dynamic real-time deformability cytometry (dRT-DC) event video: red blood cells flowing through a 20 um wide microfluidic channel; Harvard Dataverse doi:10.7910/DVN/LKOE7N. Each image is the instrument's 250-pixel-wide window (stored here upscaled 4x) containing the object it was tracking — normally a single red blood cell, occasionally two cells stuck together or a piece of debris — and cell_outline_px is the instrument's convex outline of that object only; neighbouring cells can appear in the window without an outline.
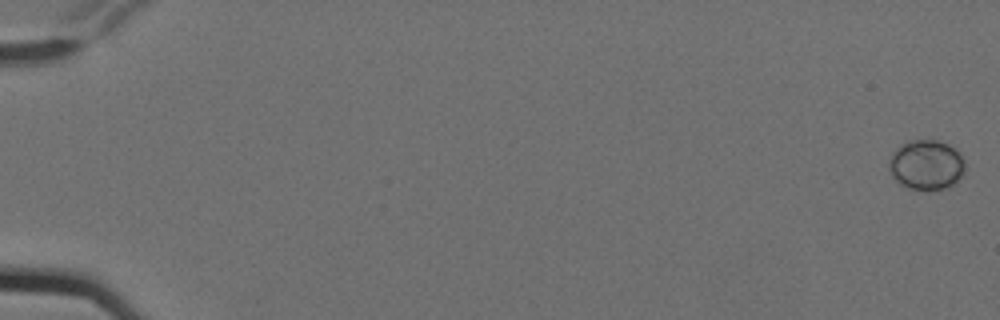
{"species": "Egyptian fruit bat (a non-hibernating species)", "species_latin": "Rousettus aegyptiacus", "temperature_condition": "cold", "stored_images_in_passage": 8, "camera_frame_rate_fps": 3000, "um_per_image_px": 0.085, "animal": {"sex": "female"}, "frame": {"image": 1, "passage_image": 1, "time_ms": 0.0, "image_size_px": [1000, 320], "cell_outline_px": [[964, 176], [952, 184], [944, 188], [908, 188], [900, 184], [892, 176], [888, 168], [888, 160], [892, 152], [900, 144], [908, 140], [936, 140], [948, 144], [956, 148], [960, 152], [964, 160]], "centroid_in_image_um": [78.72, 13.97], "position_along_channel_um": 6.3, "area_um2": 22.2}}
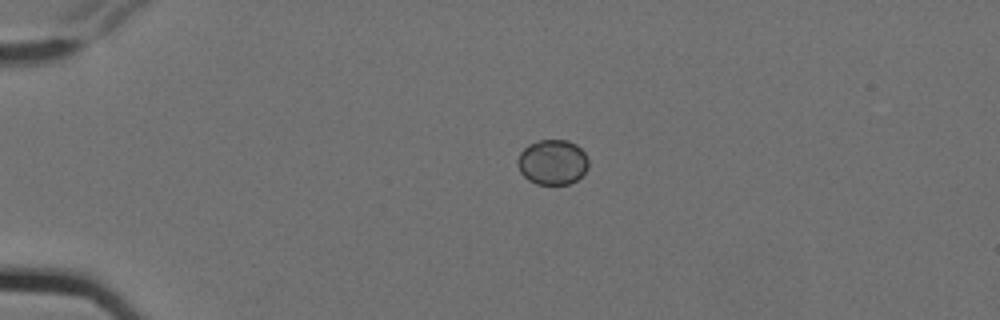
{"frame": {"image": 2, "passage_image": 5, "time_ms": 1.333, "image_size_px": [1000, 320], "cell_outline_px": [[588, 168], [576, 180], [568, 184], [536, 184], [528, 180], [520, 172], [516, 160], [520, 152], [528, 144], [540, 140], [568, 140], [576, 144], [584, 152], [588, 160]], "centroid_in_image_um": [46.94, 13.78], "position_along_channel_um": 38.1, "area_um2": 18.67}}
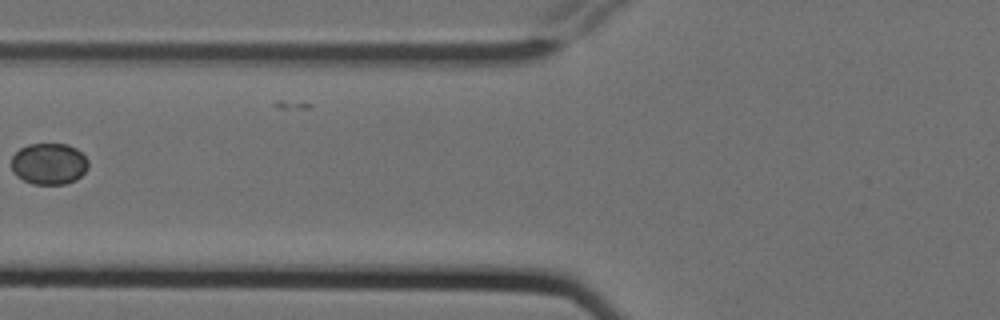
{"frame": {"image": 3, "passage_image": 8, "time_ms": 2.333, "image_size_px": [1000, 320], "cell_outline_px": [[88, 168], [76, 180], [64, 184], [32, 184], [16, 176], [12, 172], [12, 156], [20, 148], [28, 144], [68, 144], [76, 148], [88, 160]], "centroid_in_image_um": [4.15, 13.92], "position_along_channel_um": 121.6, "area_um2": 18.61}}